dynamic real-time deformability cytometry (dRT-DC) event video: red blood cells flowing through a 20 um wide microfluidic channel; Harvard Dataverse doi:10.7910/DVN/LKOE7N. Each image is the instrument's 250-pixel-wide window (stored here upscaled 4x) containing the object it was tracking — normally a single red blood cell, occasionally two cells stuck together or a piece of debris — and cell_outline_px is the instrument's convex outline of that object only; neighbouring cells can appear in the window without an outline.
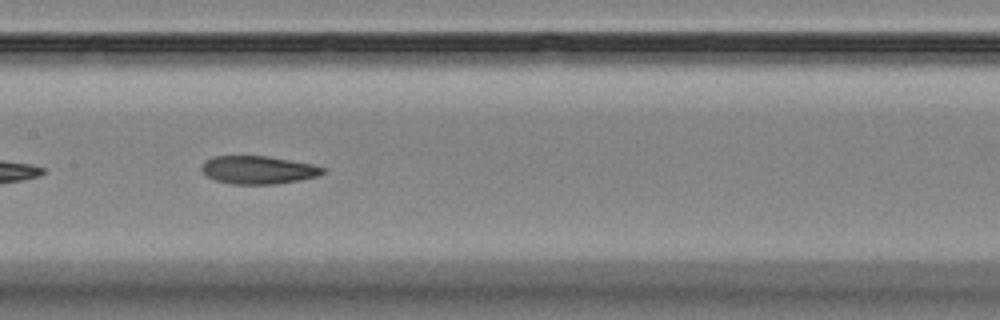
{"species": "Egyptian fruit bat (a non-hibernating species)", "species_latin": "Rousettus aegyptiacus", "temperature_condition": "room temperature", "stored_images_in_passage": 11, "camera_frame_rate_fps": 3000, "um_per_image_px": 0.085, "animal": {"sex": "female"}, "frame": {"image": 1, "passage_image": 8, "time_ms": 8.0, "image_size_px": [1000, 320], "cell_outline_px": [[324, 172], [316, 176], [300, 180], [276, 184], [232, 184], [216, 180], [204, 176], [200, 168], [204, 160], [212, 156], [264, 156], [312, 164], [324, 168]], "centroid_in_image_um": [21.86, 14.44], "position_along_channel_um": 185.5, "area_um2": 19.77}}
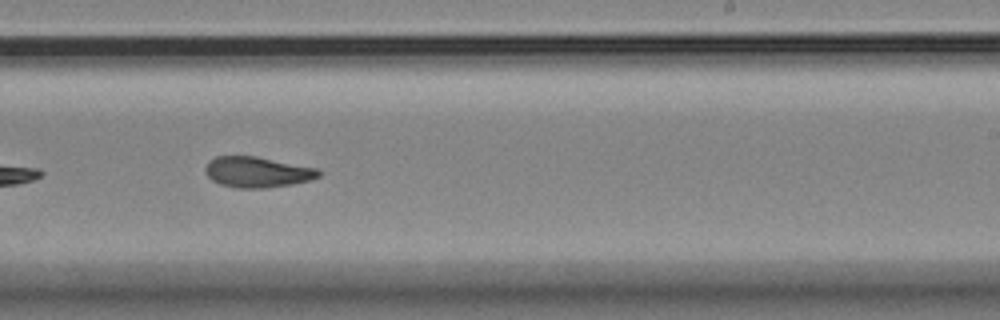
{"frame": {"image": 2, "passage_image": 10, "time_ms": 10.333, "image_size_px": [1000, 320], "cell_outline_px": [[320, 176], [308, 180], [292, 184], [264, 188], [236, 188], [220, 184], [212, 180], [204, 172], [204, 168], [208, 160], [216, 156], [256, 156], [316, 168], [320, 172]], "centroid_in_image_um": [21.81, 14.62], "position_along_channel_um": 267.2, "area_um2": 20.23}}
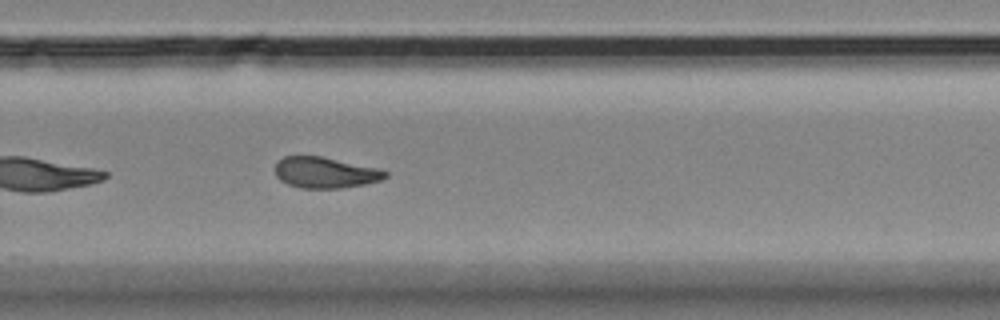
{"frame": {"image": 3, "passage_image": 11, "time_ms": 11.333, "image_size_px": [1000, 320], "cell_outline_px": [[388, 176], [380, 180], [364, 184], [340, 188], [300, 188], [288, 184], [280, 180], [276, 176], [276, 160], [284, 156], [320, 156], [376, 168], [388, 172]], "centroid_in_image_um": [27.6, 14.67], "position_along_channel_um": 302.2, "area_um2": 19.71}}